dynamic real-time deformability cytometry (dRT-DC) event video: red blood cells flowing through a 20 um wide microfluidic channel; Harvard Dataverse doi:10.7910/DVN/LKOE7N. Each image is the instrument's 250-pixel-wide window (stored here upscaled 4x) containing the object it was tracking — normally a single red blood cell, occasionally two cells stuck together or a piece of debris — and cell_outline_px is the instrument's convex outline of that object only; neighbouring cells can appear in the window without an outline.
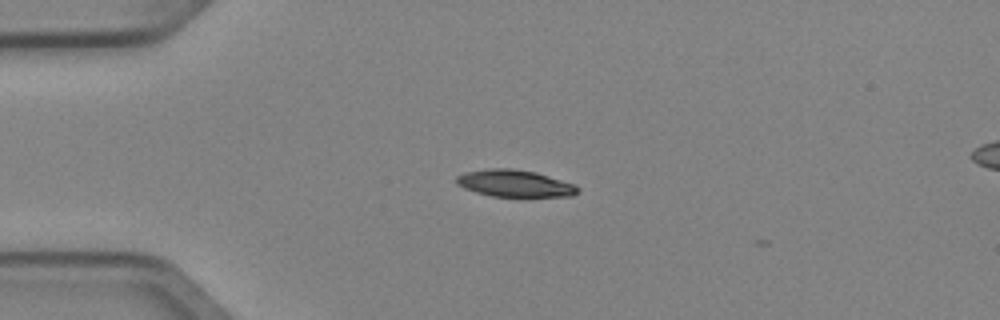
{"species": "Egyptian fruit bat (a non-hibernating species)", "species_latin": "Rousettus aegyptiacus", "temperature_condition": "cold", "stored_images_in_passage": 3, "camera_frame_rate_fps": 3000, "um_per_image_px": 0.085, "animal": {"sex": "female"}, "frame": {"image": 1, "passage_image": 1, "time_ms": 0.0, "image_size_px": [1000, 320], "cell_outline_px": [[580, 188], [572, 196], [528, 200], [492, 196], [476, 192], [464, 188], [456, 184], [456, 176], [464, 172], [488, 168], [512, 168], [536, 172], [576, 184]], "centroid_in_image_um": [43.81, 15.64], "position_along_channel_um": 41.2, "area_um2": 20.23}}
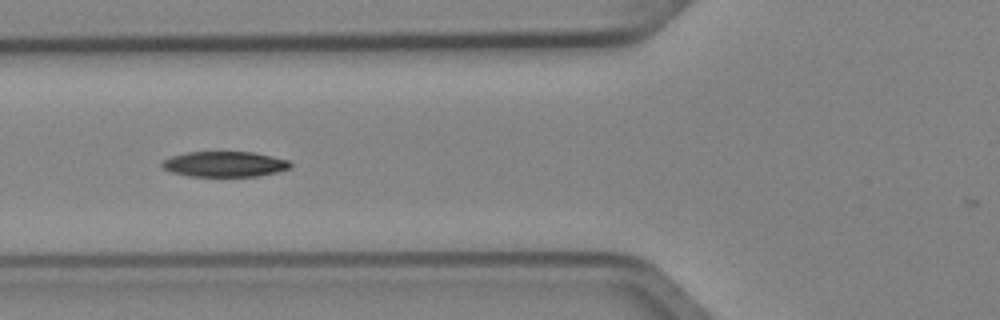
{"frame": {"image": 2, "passage_image": 3, "time_ms": 0.667, "image_size_px": [1000, 320], "cell_outline_px": [[292, 168], [276, 172], [256, 176], [188, 176], [172, 172], [164, 168], [160, 164], [164, 160], [172, 156], [184, 152], [252, 152], [272, 156], [288, 160], [292, 164]], "centroid_in_image_um": [19.1, 13.95], "position_along_channel_um": 106.7, "area_um2": 18.96}}